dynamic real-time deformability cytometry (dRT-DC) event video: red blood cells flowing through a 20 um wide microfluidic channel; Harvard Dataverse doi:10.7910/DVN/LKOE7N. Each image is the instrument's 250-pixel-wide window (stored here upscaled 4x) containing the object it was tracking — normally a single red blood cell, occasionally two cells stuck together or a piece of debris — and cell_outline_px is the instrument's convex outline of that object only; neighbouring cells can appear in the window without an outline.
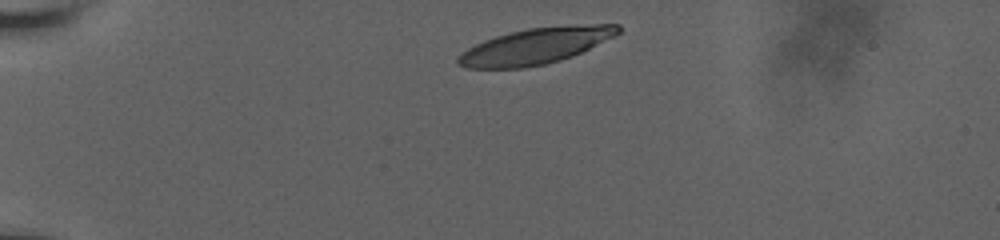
{"species": "human", "species_latin": "Homo sapiens", "temperature_condition": "room temperature", "stored_images_in_passage": 36, "camera_frame_rate_fps": 3000, "um_per_image_px": 0.085, "donor": {"sex": "male"}, "frame": {"image": 1, "passage_image": 1, "time_ms": 0.0, "image_size_px": [1000, 240], "cell_outline_px": [[620, 32], [572, 56], [560, 60], [544, 64], [524, 68], [464, 68], [456, 64], [456, 56], [468, 48], [484, 40], [496, 36], [528, 28], [592, 24], [620, 24]], "centroid_in_image_um": [45.45, 3.92], "position_along_channel_um": 39.6, "area_um2": 33.12}}
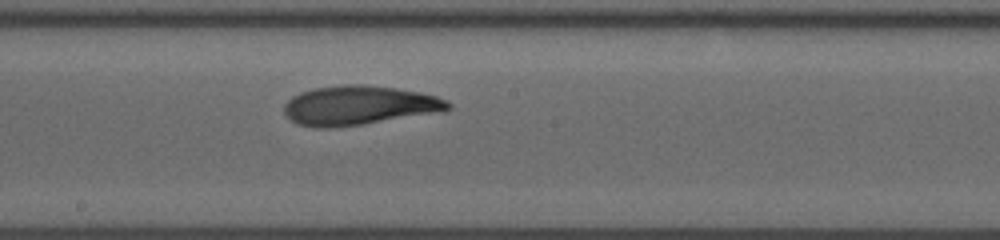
{"frame": {"image": 2, "passage_image": 20, "time_ms": 6.333, "image_size_px": [1000, 240], "cell_outline_px": [[452, 108], [444, 112], [360, 124], [328, 128], [316, 128], [296, 124], [284, 112], [284, 104], [292, 96], [300, 92], [316, 88], [344, 84], [360, 84], [396, 88], [420, 92], [436, 96], [452, 104]], "centroid_in_image_um": [30.53, 8.96], "position_along_channel_um": 217.7, "area_um2": 37.51}}
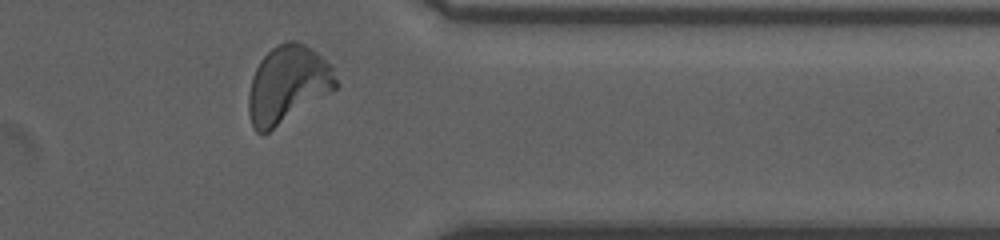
{"frame": {"image": 3, "passage_image": 34, "time_ms": 11.0, "image_size_px": [1000, 240], "cell_outline_px": [[336, 88], [332, 92], [268, 132], [256, 132], [252, 128], [248, 112], [248, 96], [252, 76], [260, 60], [276, 44], [288, 40], [296, 40], [312, 48], [332, 64], [336, 80]], "centroid_in_image_um": [24.45, 7.16], "position_along_channel_um": 387.0, "area_um2": 39.42}, "authors_computed_cell_mechanics": {"area_um2": 36.0094, "velocity_mm_per_s": 3.7706, "shape_relaxation_time_tau1_ms": 7.0298, "shape_relaxation_time_tau2_ms": 2.1529, "deformation_change_tau1": 0.2211, "deformation_change_tau2": 0.0989}}